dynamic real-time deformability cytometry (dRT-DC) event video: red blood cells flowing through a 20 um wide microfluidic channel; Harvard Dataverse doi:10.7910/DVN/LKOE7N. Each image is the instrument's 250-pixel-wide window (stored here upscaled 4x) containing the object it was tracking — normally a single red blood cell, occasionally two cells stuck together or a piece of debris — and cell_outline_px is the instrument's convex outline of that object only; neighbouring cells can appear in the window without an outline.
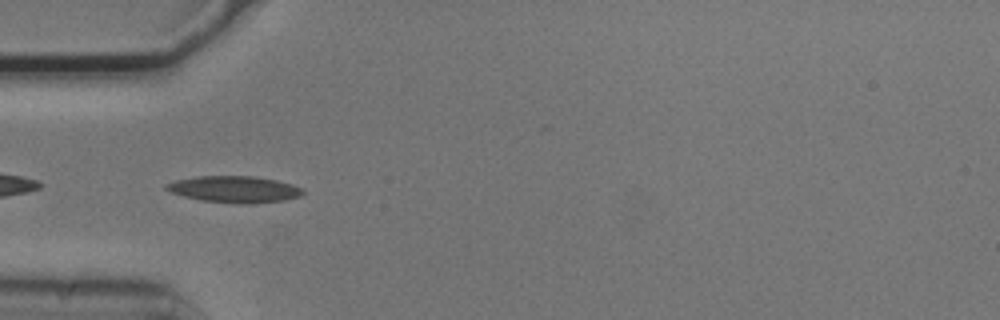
{"species": "common noctule bat (a hibernating species)", "species_latin": "Nyctalus noctula", "temperature_condition": "cold", "stored_images_in_passage": 14, "camera_frame_rate_fps": 3000, "um_per_image_px": 0.085, "animal": {"sex": "male", "body_mass_g": 20.5, "forearm_length_mm": 52.5}, "frame": {"image": 1, "passage_image": 1, "time_ms": 0.0, "image_size_px": [1000, 320], "cell_outline_px": [[304, 192], [300, 196], [284, 200], [244, 204], [240, 204], [200, 200], [184, 196], [172, 192], [164, 188], [164, 184], [176, 180], [196, 176], [256, 176], [276, 180], [292, 184], [304, 188]], "centroid_in_image_um": [19.93, 16.08], "position_along_channel_um": 65.1, "area_um2": 21.15}}
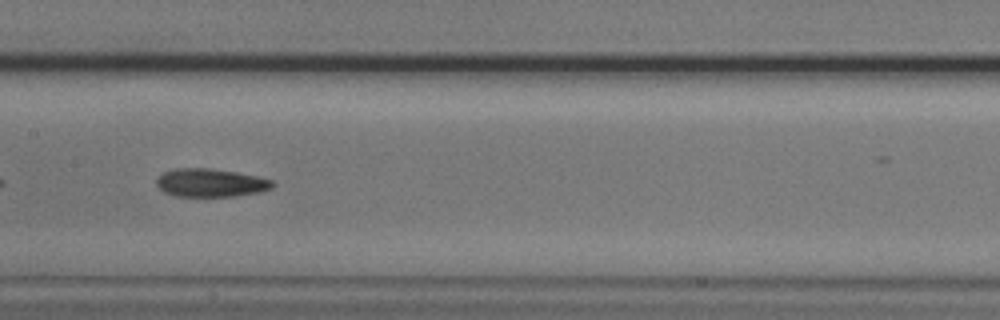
{"frame": {"image": 2, "passage_image": 11, "time_ms": 3.333, "image_size_px": [1000, 320], "cell_outline_px": [[276, 184], [272, 188], [260, 192], [236, 196], [176, 196], [164, 192], [156, 184], [156, 180], [164, 172], [176, 168], [212, 168], [236, 172], [256, 176], [272, 180]], "centroid_in_image_um": [17.93, 15.53], "position_along_channel_um": 189.5, "area_um2": 19.07}}